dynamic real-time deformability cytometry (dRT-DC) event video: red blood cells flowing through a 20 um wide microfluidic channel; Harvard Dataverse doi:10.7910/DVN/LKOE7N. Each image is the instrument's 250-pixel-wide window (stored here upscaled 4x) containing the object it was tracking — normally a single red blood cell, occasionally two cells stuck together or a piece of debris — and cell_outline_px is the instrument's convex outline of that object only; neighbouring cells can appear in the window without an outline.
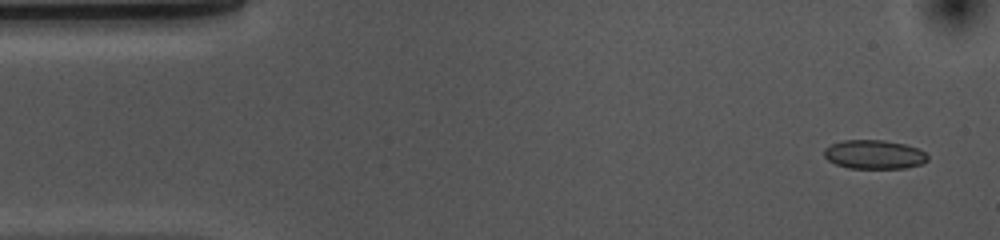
{"species": "common noctule bat (a hibernating species)", "species_latin": "Nyctalus noctula", "temperature_condition": "cold", "stored_images_in_passage": 54, "camera_frame_rate_fps": 3000, "um_per_image_px": 0.085, "animal": {"sex": "female", "body_mass_g": 10.0, "forearm_length_mm": 53.1}, "frame": {"image": 1, "passage_image": 3, "time_ms": 0.667, "image_size_px": [1000, 240], "cell_outline_px": [[928, 160], [920, 164], [904, 168], [848, 168], [836, 164], [828, 160], [824, 156], [824, 148], [832, 144], [844, 140], [884, 140], [904, 144], [916, 148], [924, 152], [928, 156]], "centroid_in_image_um": [74.28, 13.13], "position_along_channel_um": 10.7, "area_um2": 17.34}}
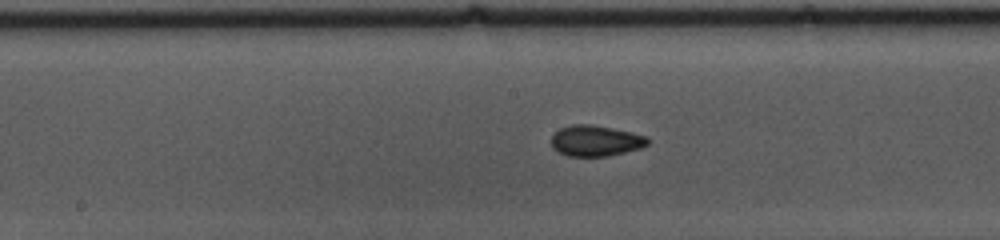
{"frame": {"image": 2, "passage_image": 26, "time_ms": 8.333, "image_size_px": [1000, 240], "cell_outline_px": [[648, 144], [640, 148], [608, 156], [568, 156], [552, 148], [552, 136], [560, 128], [572, 124], [592, 124], [632, 132], [648, 136]], "centroid_in_image_um": [50.63, 11.95], "position_along_channel_um": 197.6, "area_um2": 17.28}}
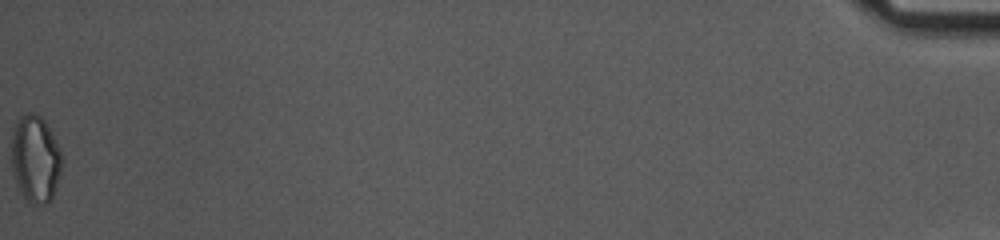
{"frame": {"image": 3, "passage_image": 54, "time_ms": 17.667, "image_size_px": [1000, 240], "cell_outline_px": [[60, 172], [52, 196], [48, 204], [40, 204], [28, 200], [20, 192], [12, 172], [12, 132], [20, 116], [28, 112], [36, 112], [48, 124], [60, 148]], "centroid_in_image_um": [2.99, 13.45], "position_along_channel_um": 432.2, "area_um2": 25.32}, "authors_computed_cell_mechanics": {"area_um2": 17.34, "velocity_mm_per_s": 3.679, "shape_relaxation_time_tau1_ms": 4.2537, "shape_relaxation_time_tau2_ms": 3.2143, "deformation_change_tau1": 0.0873, "deformation_change_tau2": 0.0638}}